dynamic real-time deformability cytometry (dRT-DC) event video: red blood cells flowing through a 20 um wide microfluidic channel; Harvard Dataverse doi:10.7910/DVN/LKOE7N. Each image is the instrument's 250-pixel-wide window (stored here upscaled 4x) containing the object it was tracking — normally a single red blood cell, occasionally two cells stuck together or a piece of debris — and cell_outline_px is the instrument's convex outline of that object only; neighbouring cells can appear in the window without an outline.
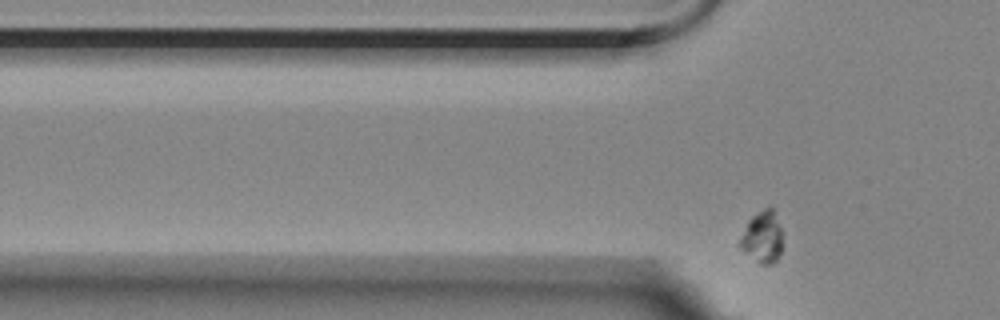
{"species": "Egyptian fruit bat (a non-hibernating species)", "species_latin": "Rousettus aegyptiacus", "temperature_condition": "room temperature", "stored_images_in_passage": 3, "camera_frame_rate_fps": 3000, "um_per_image_px": 0.085, "animal": {"sex": "female"}, "frame": {"image": 1, "passage_image": 3, "time_ms": 0.667, "image_size_px": [1000, 320], "cell_outline_px": [[780, 252], [776, 260], [772, 264], [756, 264], [736, 244], [748, 220], [752, 216], [768, 204], [772, 208], [780, 228]], "centroid_in_image_um": [64.73, 20.17], "position_along_channel_um": 61.1, "area_um2": 12.95}}